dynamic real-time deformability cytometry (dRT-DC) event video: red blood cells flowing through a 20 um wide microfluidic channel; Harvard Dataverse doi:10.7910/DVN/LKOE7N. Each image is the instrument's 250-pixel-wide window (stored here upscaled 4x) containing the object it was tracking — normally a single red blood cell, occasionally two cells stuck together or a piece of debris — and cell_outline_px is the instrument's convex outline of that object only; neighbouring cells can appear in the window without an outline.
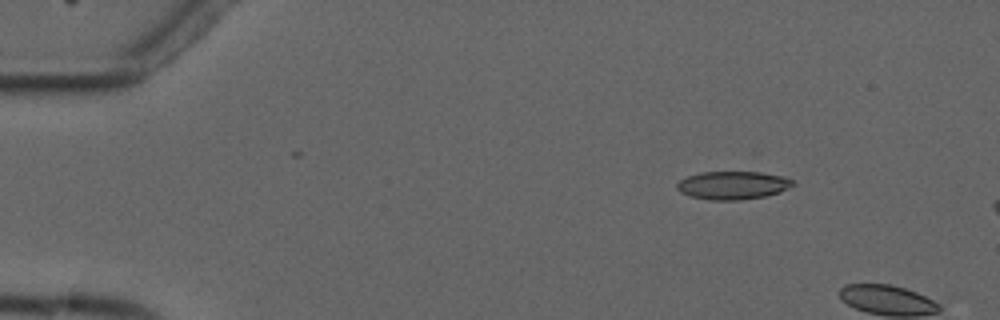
{"species": "common noctule bat (a hibernating species)", "species_latin": "Nyctalus noctula", "temperature_condition": "cold", "stored_images_in_passage": 5, "camera_frame_rate_fps": 3000, "um_per_image_px": 0.085, "animal": {"sex": "male", "forearm_length_mm": 52.5}, "frame": {"image": 1, "passage_image": 1, "time_ms": 0.0, "image_size_px": [1000, 320], "cell_outline_px": [[792, 184], [788, 188], [780, 192], [764, 196], [740, 200], [712, 200], [692, 196], [680, 192], [676, 188], [676, 184], [680, 180], [688, 176], [700, 172], [760, 172], [780, 176], [792, 180]], "centroid_in_image_um": [62.24, 15.75], "position_along_channel_um": 22.8, "area_um2": 18.73}}